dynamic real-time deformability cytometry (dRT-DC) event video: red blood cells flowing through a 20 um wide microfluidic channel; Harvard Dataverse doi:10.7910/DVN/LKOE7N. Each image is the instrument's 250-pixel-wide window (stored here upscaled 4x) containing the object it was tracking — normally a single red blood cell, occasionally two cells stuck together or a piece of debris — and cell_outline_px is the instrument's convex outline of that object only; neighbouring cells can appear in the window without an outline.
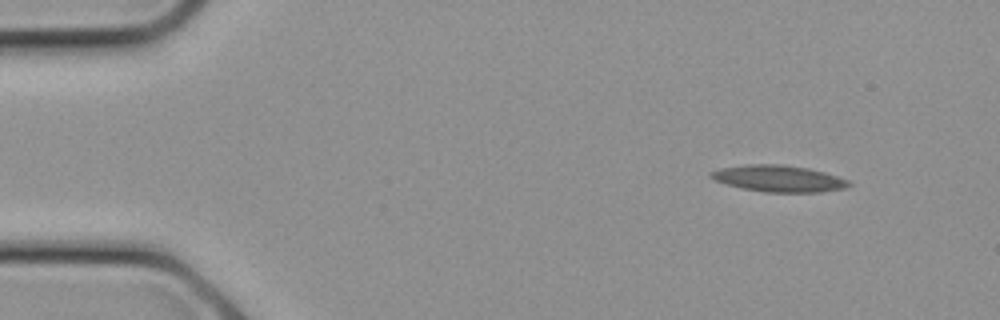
{"species": "common noctule bat (a hibernating species)", "species_latin": "Nyctalus noctula", "temperature_condition": "cold", "stored_images_in_passage": 7, "camera_frame_rate_fps": 3000, "um_per_image_px": 0.085, "animal": {"sex": "female", "body_mass_g": 21.9}, "frame": {"image": 1, "passage_image": 1, "time_ms": 0.0, "image_size_px": [1000, 320], "cell_outline_px": [[852, 184], [844, 188], [820, 192], [764, 192], [744, 188], [728, 184], [716, 180], [708, 176], [708, 172], [720, 168], [752, 164], [780, 164], [808, 168], [824, 172], [848, 180]], "centroid_in_image_um": [66.18, 15.17], "position_along_channel_um": 18.8, "area_um2": 21.1}}
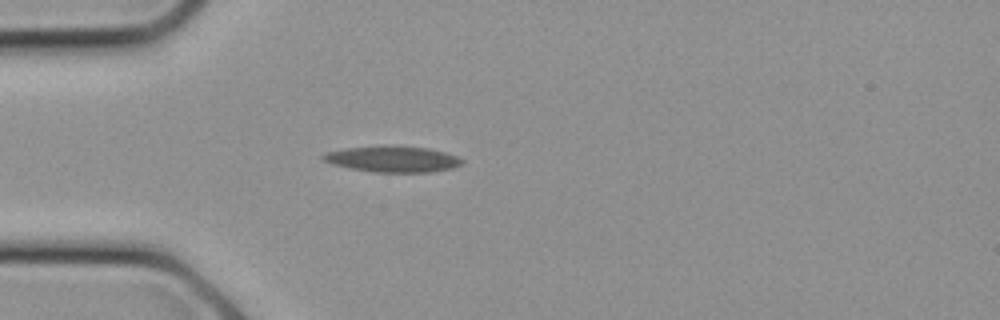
{"frame": {"image": 2, "passage_image": 5, "time_ms": 1.333, "image_size_px": [1000, 320], "cell_outline_px": [[464, 164], [452, 168], [428, 172], [376, 172], [352, 168], [332, 164], [324, 160], [320, 156], [324, 152], [344, 148], [428, 148], [444, 152], [456, 156], [464, 160]], "centroid_in_image_um": [33.39, 13.56], "position_along_channel_um": 51.6, "area_um2": 20.11}}
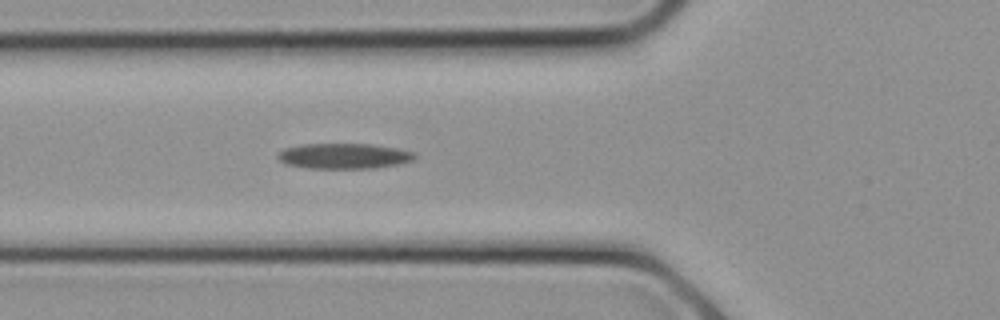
{"frame": {"image": 3, "passage_image": 7, "time_ms": 2.0, "image_size_px": [1000, 320], "cell_outline_px": [[416, 156], [412, 160], [400, 164], [376, 168], [308, 168], [284, 164], [276, 156], [284, 148], [300, 144], [372, 144], [400, 148], [416, 152]], "centroid_in_image_um": [29.26, 13.26], "position_along_channel_um": 96.5, "area_um2": 20.52}}